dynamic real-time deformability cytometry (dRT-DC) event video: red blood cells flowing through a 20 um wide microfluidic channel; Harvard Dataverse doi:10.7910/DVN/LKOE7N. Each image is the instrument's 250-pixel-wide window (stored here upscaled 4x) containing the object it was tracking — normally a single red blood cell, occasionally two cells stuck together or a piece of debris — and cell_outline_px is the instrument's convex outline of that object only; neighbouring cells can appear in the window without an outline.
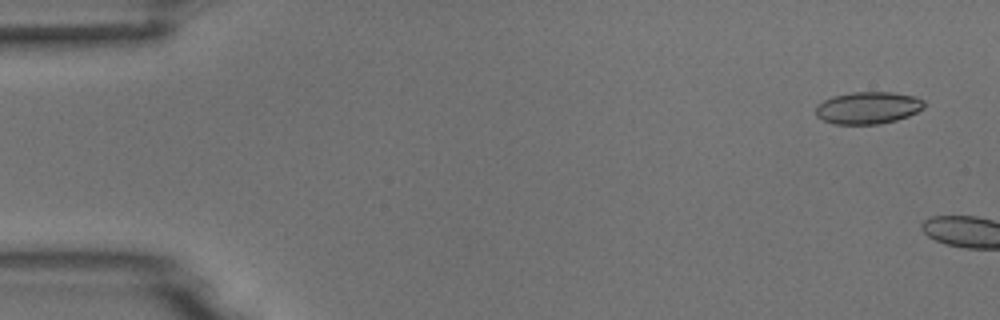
{"species": "common noctule bat (a hibernating species)", "species_latin": "Nyctalus noctula", "temperature_condition": "room temperature", "stored_images_in_passage": 2, "camera_frame_rate_fps": 3000, "um_per_image_px": 0.085, "animal": {"sex": "male", "body_mass_g": 18.8}, "frame": {"image": 1, "passage_image": 1, "time_ms": 0.0, "image_size_px": [1000, 320], "cell_outline_px": [[924, 108], [908, 116], [896, 120], [880, 124], [832, 124], [816, 116], [816, 104], [832, 96], [852, 92], [892, 92], [916, 96], [924, 100]], "centroid_in_image_um": [73.77, 9.16], "position_along_channel_um": 11.2, "area_um2": 20.46}}